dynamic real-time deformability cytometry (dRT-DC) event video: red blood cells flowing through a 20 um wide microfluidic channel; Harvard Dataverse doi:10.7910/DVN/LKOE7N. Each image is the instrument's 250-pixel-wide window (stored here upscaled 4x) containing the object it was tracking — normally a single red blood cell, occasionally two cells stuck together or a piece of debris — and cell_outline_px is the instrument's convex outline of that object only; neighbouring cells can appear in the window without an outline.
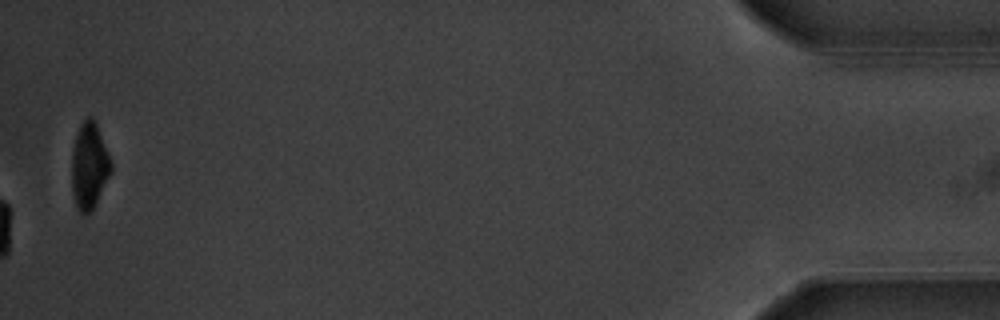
{"species": "common noctule bat (a hibernating species)", "species_latin": "Nyctalus noctula", "temperature_condition": "warm", "stored_images_in_passage": 56, "camera_frame_rate_fps": 3000, "um_per_image_px": 0.085, "animal": {"sex": "male", "body_mass_g": 20.1, "forearm_length_mm": 53.5}, "frame": {"image": 1, "passage_image": 56, "time_ms": 18.333, "image_size_px": [1000, 320], "cell_outline_px": [[112, 172], [92, 212], [80, 212], [76, 208], [72, 192], [72, 152], [76, 132], [80, 124], [88, 116], [92, 116], [96, 120], [112, 164]], "centroid_in_image_um": [7.59, 14.08], "position_along_channel_um": 427.6, "area_um2": 20.06}, "authors_computed_cell_mechanics": {"area_um2": 20.6635, "velocity_mm_per_s": 3.7401, "shape_relaxation_time_tau1_ms": 2.6769, "shape_relaxation_time_tau2_ms": null, "deformation_change_tau1": 0.1568, "deformation_change_tau2": null}}